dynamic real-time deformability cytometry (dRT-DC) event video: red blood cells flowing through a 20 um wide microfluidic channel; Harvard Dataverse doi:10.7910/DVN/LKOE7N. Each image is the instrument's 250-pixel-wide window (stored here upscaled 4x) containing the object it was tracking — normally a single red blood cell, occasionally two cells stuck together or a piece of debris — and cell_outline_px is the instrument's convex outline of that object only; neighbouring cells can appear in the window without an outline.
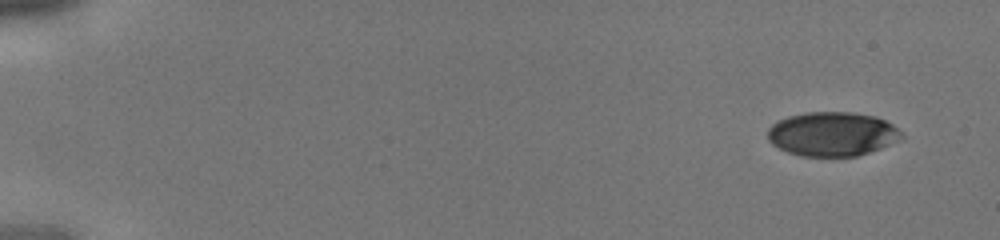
{"species": "human", "species_latin": "Homo sapiens", "temperature_condition": "cold", "stored_images_in_passage": 5, "camera_frame_rate_fps": 3000, "um_per_image_px": 0.085, "donor": {"sex": "male"}, "frame": {"image": 1, "passage_image": 1, "time_ms": 0.0, "image_size_px": [1000, 240], "cell_outline_px": [[904, 136], [900, 140], [880, 148], [856, 156], [800, 156], [788, 152], [772, 144], [768, 140], [768, 128], [772, 124], [788, 116], [804, 112], [852, 112], [876, 116], [892, 124]], "centroid_in_image_um": [70.73, 11.38], "position_along_channel_um": 14.3, "area_um2": 34.39}}
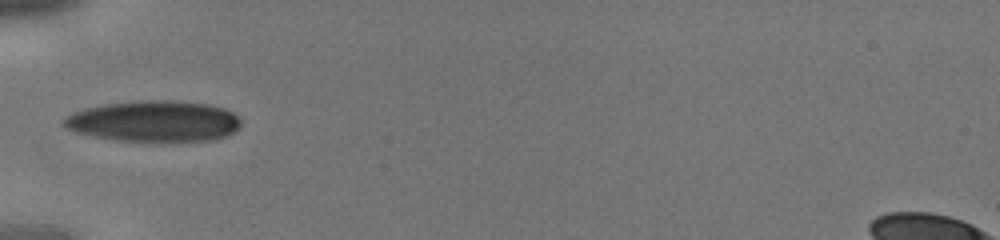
{"frame": {"image": 2, "passage_image": 5, "time_ms": 1.333, "image_size_px": [1000, 240], "cell_outline_px": [[240, 128], [236, 132], [228, 136], [212, 140], [112, 140], [92, 136], [76, 132], [68, 128], [64, 124], [64, 116], [72, 112], [84, 108], [104, 104], [152, 100], [168, 100], [208, 104], [224, 108], [232, 112], [240, 120]], "centroid_in_image_um": [13.1, 10.3], "position_along_channel_um": 71.9, "area_um2": 42.02}}